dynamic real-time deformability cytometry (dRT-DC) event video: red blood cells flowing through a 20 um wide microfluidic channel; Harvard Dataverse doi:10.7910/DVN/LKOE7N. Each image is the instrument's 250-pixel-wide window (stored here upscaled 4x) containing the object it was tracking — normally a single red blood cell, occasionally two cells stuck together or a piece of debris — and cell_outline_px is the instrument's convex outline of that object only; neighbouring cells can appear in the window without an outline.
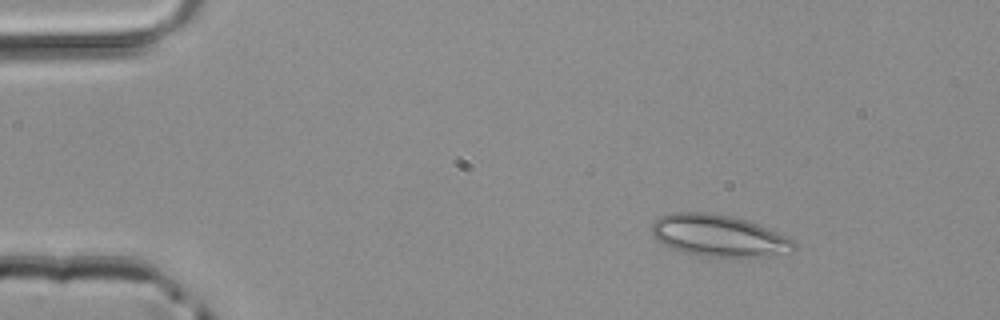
{"species": "common noctule bat (a hibernating species)", "species_latin": "Nyctalus noctula", "temperature_condition": "room temperature", "stored_images_in_passage": 43, "camera_frame_rate_fps": 3000, "um_per_image_px": 0.085, "animal": {"sex": "male", "body_mass_g": 20.4}, "frame": {"image": 1, "passage_image": 2, "time_ms": 0.333, "image_size_px": [1000, 320], "cell_outline_px": [[796, 248], [792, 252], [760, 256], [704, 256], [680, 252], [664, 244], [652, 236], [652, 224], [660, 216], [672, 212], [708, 212], [732, 216], [756, 224], [784, 236], [792, 240], [796, 244]], "centroid_in_image_um": [61.03, 20.02], "position_along_channel_um": 24.0, "area_um2": 34.1}}
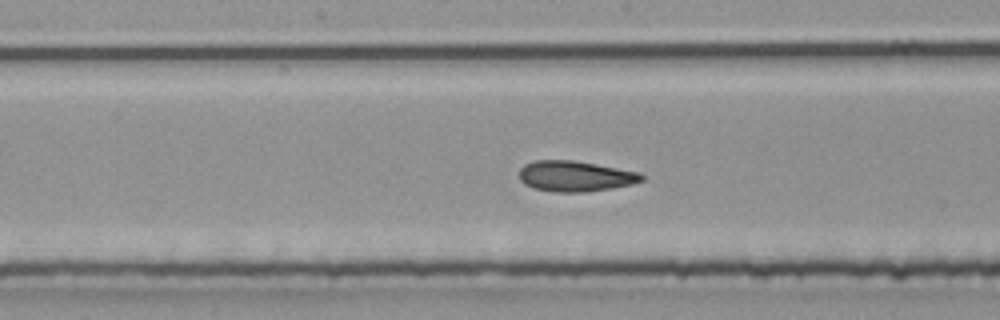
{"frame": {"image": 2, "passage_image": 20, "time_ms": 6.333, "image_size_px": [1000, 320], "cell_outline_px": [[644, 180], [632, 184], [612, 188], [584, 192], [556, 192], [532, 188], [524, 184], [520, 180], [520, 168], [524, 164], [536, 160], [572, 160], [596, 164], [640, 172], [644, 176]], "centroid_in_image_um": [48.89, 14.97], "position_along_channel_um": 199.3, "area_um2": 21.91}}
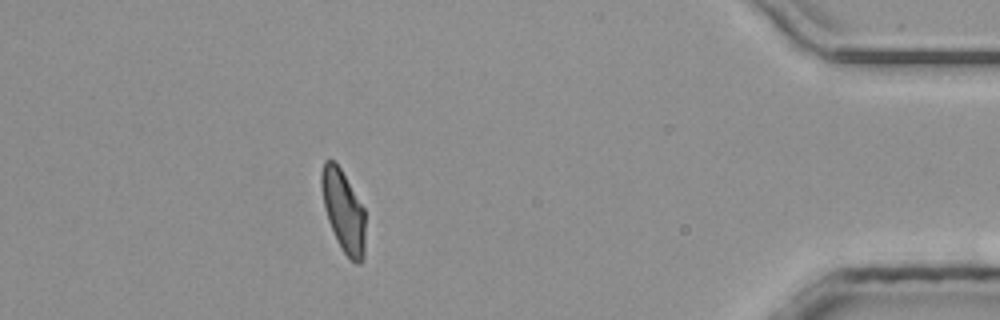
{"frame": {"image": 3, "passage_image": 38, "time_ms": 12.333, "image_size_px": [1000, 320], "cell_outline_px": [[364, 260], [360, 264], [356, 264], [340, 248], [336, 240], [328, 220], [324, 208], [320, 184], [320, 172], [324, 160], [332, 160], [340, 168], [364, 208]], "centroid_in_image_um": [29.17, 17.94], "position_along_channel_um": 406.0, "area_um2": 20.87}}